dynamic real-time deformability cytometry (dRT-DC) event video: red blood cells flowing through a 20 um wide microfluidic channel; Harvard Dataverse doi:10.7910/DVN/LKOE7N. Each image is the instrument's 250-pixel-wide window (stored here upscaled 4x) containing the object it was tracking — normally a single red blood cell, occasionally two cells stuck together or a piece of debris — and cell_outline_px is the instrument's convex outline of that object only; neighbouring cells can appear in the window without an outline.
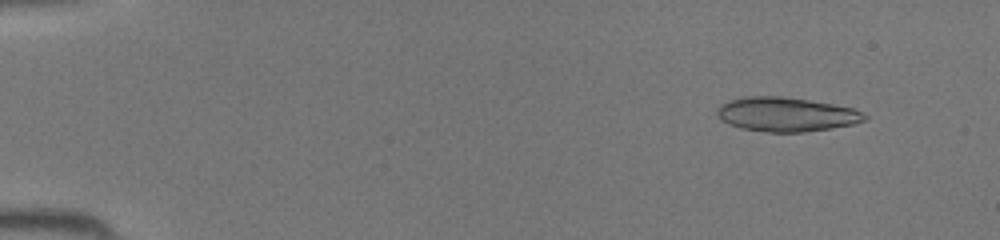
{"species": "common noctule bat (a hibernating species)", "species_latin": "Nyctalus noctula", "temperature_condition": "room temperature", "stored_images_in_passage": 44, "camera_frame_rate_fps": 3000, "um_per_image_px": 0.085, "animal": {"sex": "female", "body_mass_g": 19.5, "forearm_length_mm": 54.1}, "frame": {"image": 1, "passage_image": 4, "time_ms": 1.0, "image_size_px": [1000, 240], "cell_outline_px": [[868, 120], [852, 124], [832, 128], [804, 132], [768, 132], [740, 128], [728, 124], [720, 120], [716, 112], [716, 108], [720, 104], [728, 100], [744, 96], [780, 96], [808, 100], [832, 104], [852, 108], [864, 112], [868, 116]], "centroid_in_image_um": [66.8, 9.72], "position_along_channel_um": 18.2, "area_um2": 29.65}}
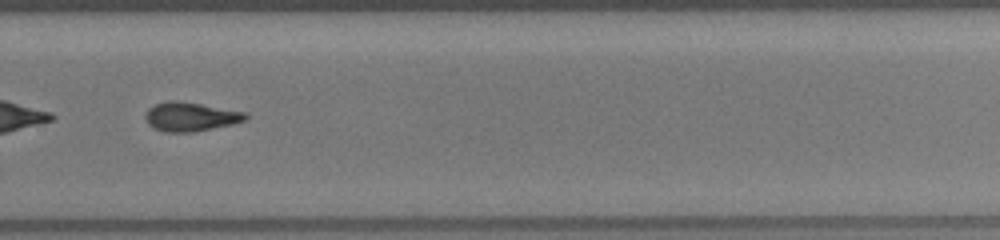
{"frame": {"image": 2, "passage_image": 31, "time_ms": 10.0, "image_size_px": [1000, 240], "cell_outline_px": [[248, 116], [244, 120], [232, 124], [192, 132], [164, 132], [152, 128], [148, 124], [144, 116], [148, 108], [156, 104], [168, 100], [176, 100], [200, 104], [244, 112]], "centroid_in_image_um": [16.12, 9.92], "position_along_channel_um": 313.7, "area_um2": 16.76}}
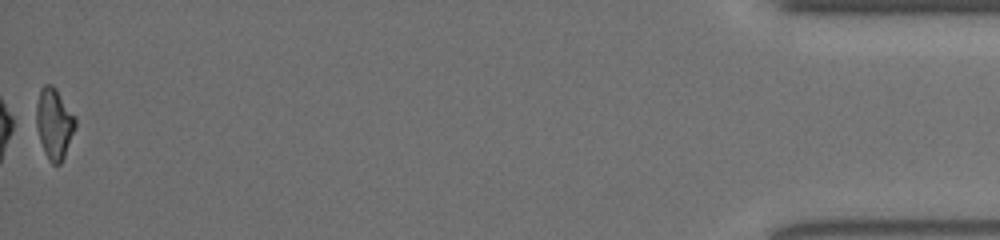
{"frame": {"image": 3, "passage_image": 44, "time_ms": 14.333, "image_size_px": [1000, 240], "cell_outline_px": [[76, 128], [64, 156], [60, 164], [52, 164], [48, 160], [44, 152], [36, 128], [36, 104], [40, 88], [44, 84], [52, 84], [56, 88], [76, 116]], "centroid_in_image_um": [4.61, 10.47], "position_along_channel_um": 430.6, "area_um2": 16.36}}